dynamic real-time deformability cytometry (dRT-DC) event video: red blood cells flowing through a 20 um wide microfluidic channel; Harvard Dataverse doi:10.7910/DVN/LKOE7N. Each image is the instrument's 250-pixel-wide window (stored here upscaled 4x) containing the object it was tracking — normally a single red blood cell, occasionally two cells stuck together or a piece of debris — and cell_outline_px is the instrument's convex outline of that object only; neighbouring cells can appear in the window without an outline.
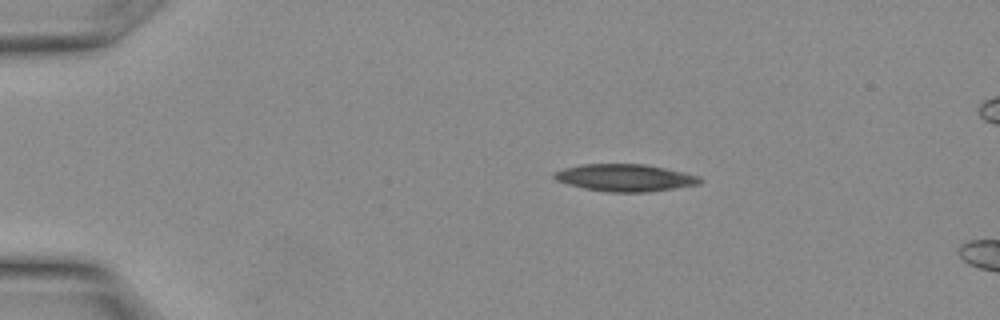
{"species": "Egyptian fruit bat (a non-hibernating species)", "species_latin": "Rousettus aegyptiacus", "temperature_condition": "warm", "stored_images_in_passage": 4, "camera_frame_rate_fps": 3000, "um_per_image_px": 0.085, "animal": {"sex": "female"}, "frame": {"image": 1, "passage_image": 1, "time_ms": 0.0, "image_size_px": [1000, 320], "cell_outline_px": [[700, 184], [648, 192], [608, 192], [584, 188], [568, 184], [556, 180], [552, 176], [552, 172], [564, 168], [580, 164], [644, 164], [684, 172], [700, 176]], "centroid_in_image_um": [53.09, 15.1], "position_along_channel_um": 31.9, "area_um2": 23.06}}